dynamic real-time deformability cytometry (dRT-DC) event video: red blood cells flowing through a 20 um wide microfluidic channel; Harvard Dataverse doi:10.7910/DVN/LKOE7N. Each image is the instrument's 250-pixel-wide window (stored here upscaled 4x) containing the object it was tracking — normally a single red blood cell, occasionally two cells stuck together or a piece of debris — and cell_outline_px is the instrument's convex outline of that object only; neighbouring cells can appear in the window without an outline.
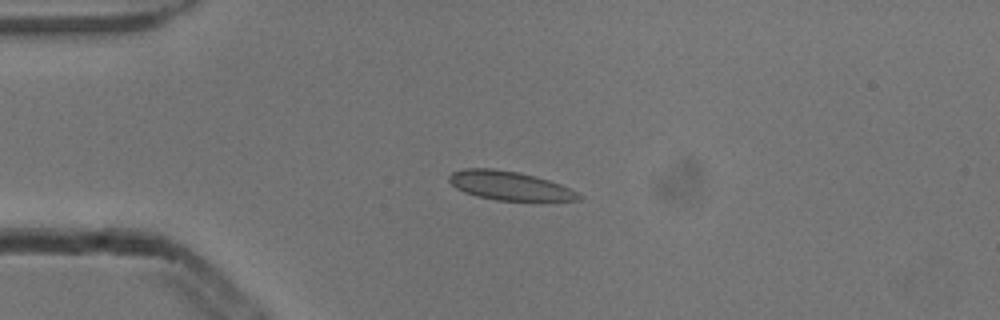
{"species": "common noctule bat (a hibernating species)", "species_latin": "Nyctalus noctula", "temperature_condition": "cold", "stored_images_in_passage": 5, "camera_frame_rate_fps": 3000, "um_per_image_px": 0.085, "animal": {"sex": "male", "body_mass_g": 13.3}, "frame": {"image": 1, "passage_image": 4, "time_ms": 1.0, "image_size_px": [1000, 320], "cell_outline_px": [[584, 196], [580, 200], [496, 200], [476, 196], [464, 192], [456, 188], [448, 180], [448, 176], [452, 172], [464, 168], [492, 168], [520, 172], [536, 176], [560, 184]], "centroid_in_image_um": [43.27, 15.77], "position_along_channel_um": 41.7, "area_um2": 21.73}}